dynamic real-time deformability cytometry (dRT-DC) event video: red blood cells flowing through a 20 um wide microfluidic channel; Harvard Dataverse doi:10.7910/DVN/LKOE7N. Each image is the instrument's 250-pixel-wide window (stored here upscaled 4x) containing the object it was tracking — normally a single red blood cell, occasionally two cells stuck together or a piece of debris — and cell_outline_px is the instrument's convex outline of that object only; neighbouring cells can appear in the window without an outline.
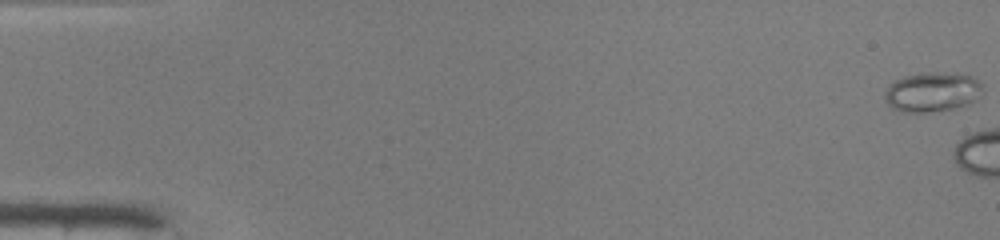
{"species": "common noctule bat (a hibernating species)", "species_latin": "Nyctalus noctula", "temperature_condition": "warm", "stored_images_in_passage": 4, "camera_frame_rate_fps": 3000, "um_per_image_px": 0.085, "animal": {"sex": "male", "body_mass_g": 19.0, "forearm_length_mm": 50.8}, "frame": {"image": 1, "passage_image": 1, "time_ms": 0.0, "image_size_px": [1000, 240], "cell_outline_px": [[984, 92], [976, 100], [968, 104], [952, 108], [928, 112], [900, 112], [892, 108], [888, 104], [884, 96], [884, 92], [888, 84], [904, 76], [920, 72], [956, 72], [972, 76], [980, 80]], "centroid_in_image_um": [79.26, 7.79], "position_along_channel_um": 5.7, "area_um2": 23.12}}